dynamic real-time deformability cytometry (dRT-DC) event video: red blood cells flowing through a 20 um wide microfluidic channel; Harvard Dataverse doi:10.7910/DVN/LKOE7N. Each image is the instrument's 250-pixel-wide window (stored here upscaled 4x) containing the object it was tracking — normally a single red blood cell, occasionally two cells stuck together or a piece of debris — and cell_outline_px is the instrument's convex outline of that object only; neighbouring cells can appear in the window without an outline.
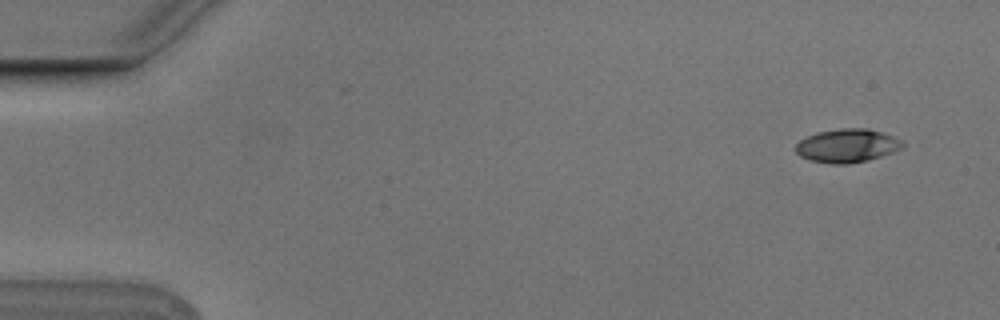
{"species": "Egyptian fruit bat (a non-hibernating species)", "species_latin": "Rousettus aegyptiacus", "temperature_condition": "cold", "stored_images_in_passage": 5, "camera_frame_rate_fps": 3000, "um_per_image_px": 0.085, "animal": {"sex": "male"}, "frame": {"image": 1, "passage_image": 1, "time_ms": 0.0, "image_size_px": [1000, 320], "cell_outline_px": [[904, 148], [868, 160], [848, 164], [832, 164], [808, 160], [800, 156], [796, 152], [796, 144], [800, 140], [816, 132], [840, 128], [868, 128], [892, 136], [900, 140], [904, 144]], "centroid_in_image_um": [71.99, 12.38], "position_along_channel_um": 13.0, "area_um2": 20.87}}
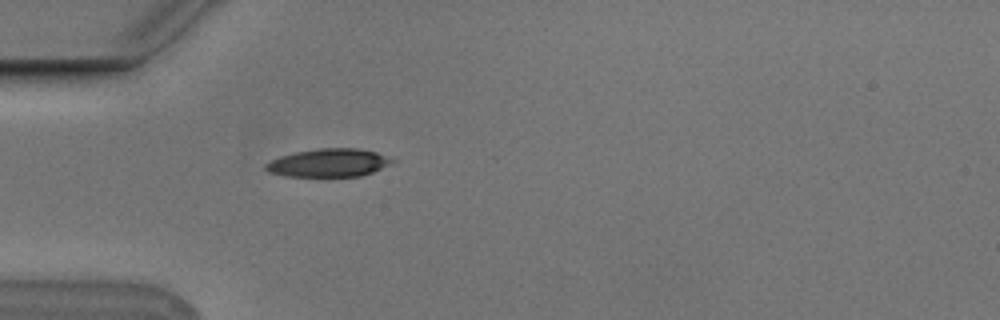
{"frame": {"image": 2, "passage_image": 5, "time_ms": 1.333, "image_size_px": [1000, 320], "cell_outline_px": [[396, 160], [372, 172], [360, 176], [288, 176], [268, 172], [264, 168], [264, 164], [280, 156], [296, 152], [320, 148], [356, 148], [376, 152]], "centroid_in_image_um": [27.91, 13.83], "position_along_channel_um": 57.1, "area_um2": 20.46}}